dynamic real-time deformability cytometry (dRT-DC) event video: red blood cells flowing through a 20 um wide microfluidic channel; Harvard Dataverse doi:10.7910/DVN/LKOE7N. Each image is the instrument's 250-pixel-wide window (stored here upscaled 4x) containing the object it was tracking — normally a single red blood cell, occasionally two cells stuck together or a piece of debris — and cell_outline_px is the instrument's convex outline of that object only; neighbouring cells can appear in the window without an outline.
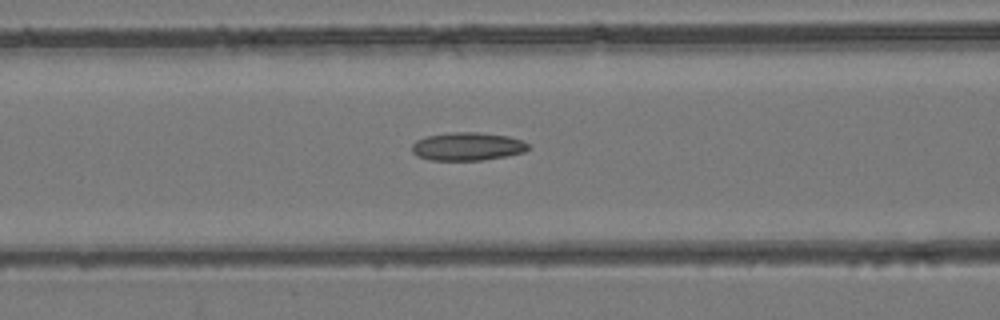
{"species": "common noctule bat (a hibernating species)", "species_latin": "Nyctalus noctula", "temperature_condition": "room temperature", "stored_images_in_passage": 39, "camera_frame_rate_fps": 3000, "um_per_image_px": 0.085, "animal": {"sex": "female", "body_mass_g": 24.6, "forearm_length_mm": 56.2}, "frame": {"image": 1, "passage_image": 20, "time_ms": 6.333, "image_size_px": [1000, 320], "cell_outline_px": [[532, 148], [524, 152], [508, 156], [480, 160], [432, 160], [416, 156], [412, 152], [412, 144], [416, 140], [428, 136], [448, 132], [480, 132], [508, 136], [520, 140], [528, 144]], "centroid_in_image_um": [39.74, 12.45], "position_along_channel_um": 126.9, "area_um2": 19.19}}
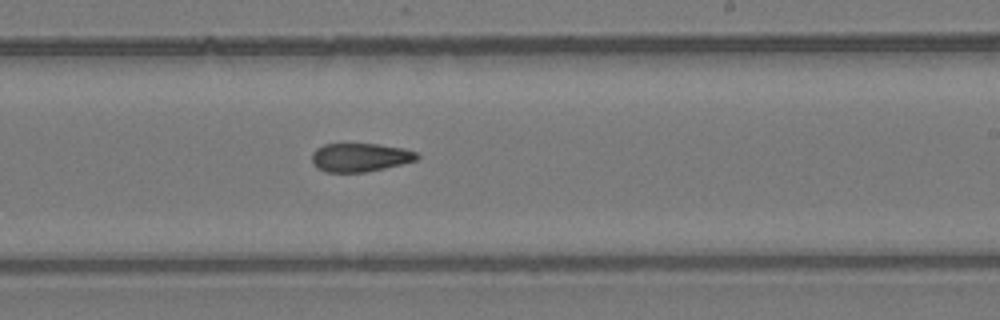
{"frame": {"image": 2, "passage_image": 29, "time_ms": 9.333, "image_size_px": [1000, 320], "cell_outline_px": [[420, 156], [416, 160], [384, 168], [364, 172], [328, 172], [316, 168], [312, 164], [312, 152], [316, 148], [324, 144], [380, 144], [404, 148], [416, 152]], "centroid_in_image_um": [30.58, 13.37], "position_along_channel_um": 258.4, "area_um2": 17.51}}
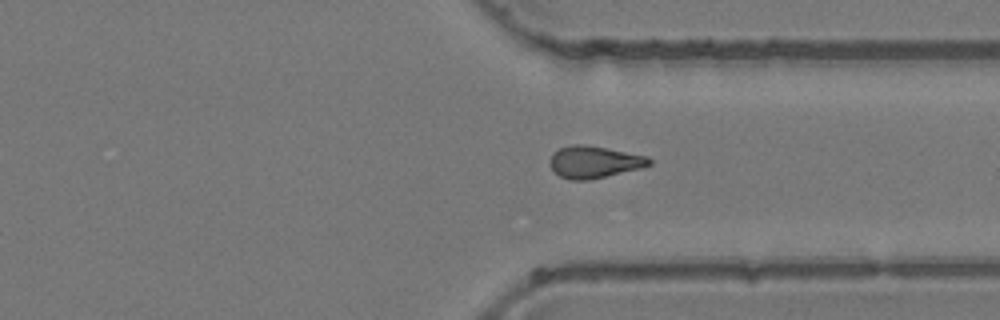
{"frame": {"image": 3, "passage_image": 36, "time_ms": 11.667, "image_size_px": [1000, 320], "cell_outline_px": [[652, 164], [640, 168], [588, 180], [572, 180], [560, 176], [548, 164], [548, 160], [552, 152], [560, 148], [572, 144], [584, 144], [648, 156], [652, 160]], "centroid_in_image_um": [50.47, 13.76], "position_along_channel_um": 360.9, "area_um2": 18.5}}